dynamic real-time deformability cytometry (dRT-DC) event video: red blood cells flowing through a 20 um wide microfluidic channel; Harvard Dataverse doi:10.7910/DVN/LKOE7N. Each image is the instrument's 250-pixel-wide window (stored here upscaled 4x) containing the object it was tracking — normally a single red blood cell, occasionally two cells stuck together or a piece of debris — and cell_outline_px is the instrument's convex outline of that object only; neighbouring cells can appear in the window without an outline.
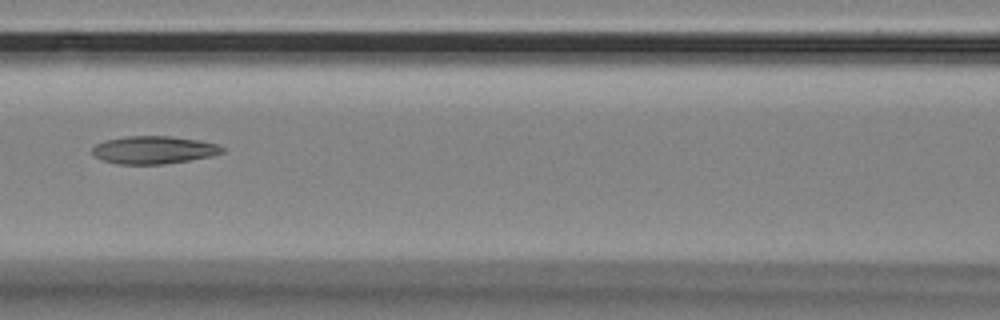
{"species": "Egyptian fruit bat (a non-hibernating species)", "species_latin": "Rousettus aegyptiacus", "temperature_condition": "room temperature", "stored_images_in_passage": 8, "camera_frame_rate_fps": 3000, "um_per_image_px": 0.085, "animal": {"sex": "female"}, "frame": {"image": 1, "passage_image": 5, "time_ms": 1.333, "image_size_px": [1000, 320], "cell_outline_px": [[224, 152], [212, 156], [164, 164], [120, 164], [104, 160], [96, 156], [92, 152], [92, 148], [96, 144], [104, 140], [124, 136], [172, 136], [196, 140], [216, 144], [224, 148]], "centroid_in_image_um": [13.06, 12.73], "position_along_channel_um": 153.5, "area_um2": 20.87}}
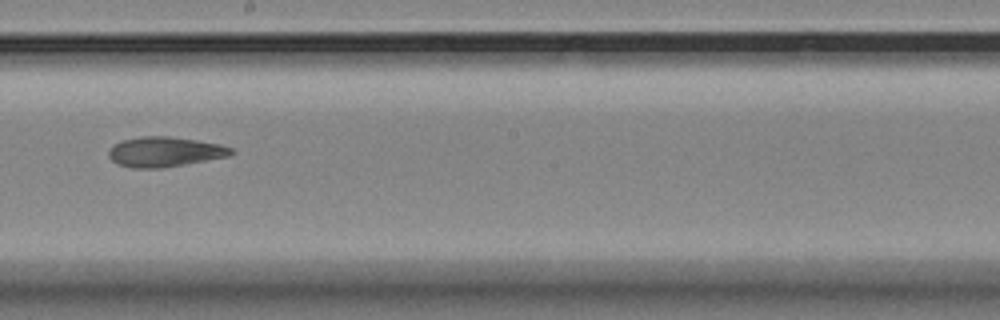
{"frame": {"image": 2, "passage_image": 7, "time_ms": 2.0, "image_size_px": [1000, 320], "cell_outline_px": [[236, 152], [232, 156], [160, 168], [132, 168], [120, 164], [112, 160], [108, 156], [108, 152], [116, 144], [124, 140], [140, 136], [168, 136], [196, 140], [220, 144], [232, 148]], "centroid_in_image_um": [14.07, 12.9], "position_along_channel_um": 234.1, "area_um2": 21.27}}
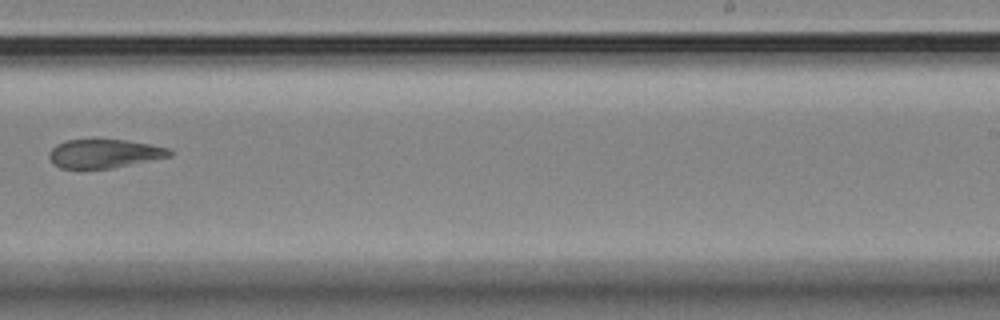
{"frame": {"image": 3, "passage_image": 8, "time_ms": 2.333, "image_size_px": [1000, 320], "cell_outline_px": [[172, 156], [112, 168], [60, 168], [52, 164], [48, 156], [48, 152], [56, 144], [64, 140], [128, 140], [168, 148], [172, 152]], "centroid_in_image_um": [8.82, 13.06], "position_along_channel_um": 280.2, "area_um2": 20.11}}